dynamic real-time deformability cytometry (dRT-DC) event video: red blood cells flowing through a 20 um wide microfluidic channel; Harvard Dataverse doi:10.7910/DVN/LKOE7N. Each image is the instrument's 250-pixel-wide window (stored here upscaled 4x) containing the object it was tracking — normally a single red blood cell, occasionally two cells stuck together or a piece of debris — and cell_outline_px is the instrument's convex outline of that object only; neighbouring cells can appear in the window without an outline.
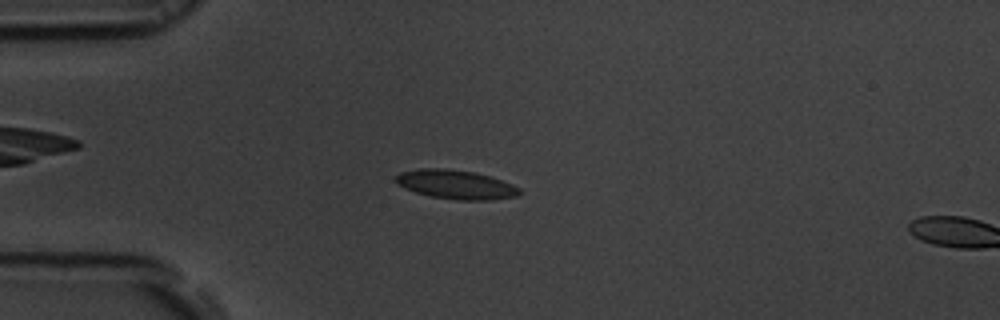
{"species": "common noctule bat (a hibernating species)", "species_latin": "Nyctalus noctula", "temperature_condition": "room temperature", "stored_images_in_passage": 12, "camera_frame_rate_fps": 3000, "um_per_image_px": 0.085, "animal": {"sex": "male", "body_mass_g": 19.5, "forearm_length_mm": 54.6}, "frame": {"image": 1, "passage_image": 10, "time_ms": 3.0, "image_size_px": [1000, 320], "cell_outline_px": [[520, 192], [516, 196], [492, 200], [460, 200], [428, 196], [404, 188], [396, 184], [396, 176], [400, 172], [420, 168], [444, 168], [472, 172], [488, 176], [512, 184], [520, 188]], "centroid_in_image_um": [38.71, 15.69], "position_along_channel_um": 46.3, "area_um2": 20.81}}